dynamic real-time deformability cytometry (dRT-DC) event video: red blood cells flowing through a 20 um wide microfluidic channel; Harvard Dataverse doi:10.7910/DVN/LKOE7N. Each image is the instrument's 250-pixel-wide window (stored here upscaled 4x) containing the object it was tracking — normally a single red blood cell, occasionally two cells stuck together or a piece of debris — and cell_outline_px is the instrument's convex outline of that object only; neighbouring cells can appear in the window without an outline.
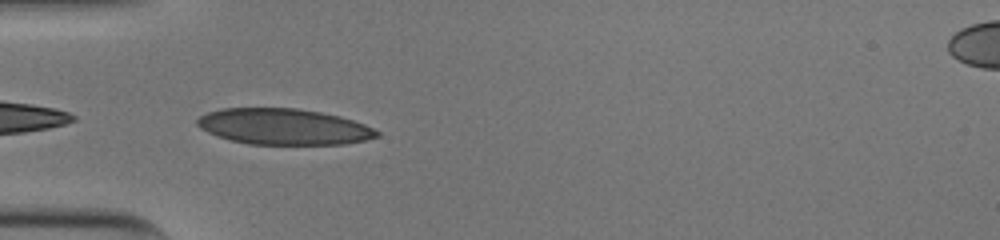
{"species": "human", "species_latin": "Homo sapiens", "temperature_condition": "cold", "stored_images_in_passage": 36, "camera_frame_rate_fps": 3000, "um_per_image_px": 0.085, "donor": {"sex": "male"}, "frame": {"image": 1, "passage_image": 1, "time_ms": 0.0, "image_size_px": [1000, 240], "cell_outline_px": [[380, 136], [364, 140], [344, 144], [248, 144], [216, 136], [200, 128], [196, 124], [196, 120], [200, 116], [208, 112], [220, 108], [296, 108], [320, 112], [340, 116], [364, 124], [380, 132]], "centroid_in_image_um": [24.09, 10.76], "position_along_channel_um": 60.9, "area_um2": 37.63}}
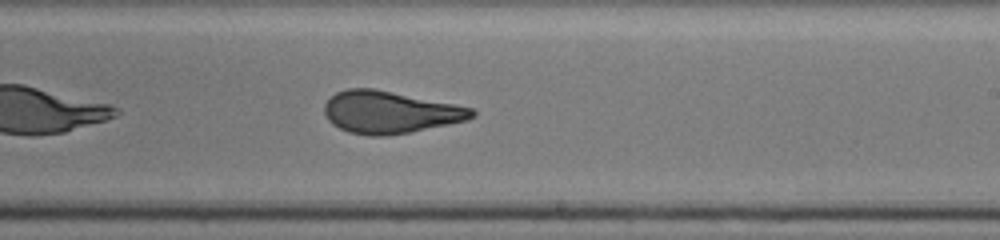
{"frame": {"image": 2, "passage_image": 16, "time_ms": 5.0, "image_size_px": [1000, 240], "cell_outline_px": [[476, 116], [468, 120], [408, 132], [384, 136], [368, 136], [348, 132], [332, 124], [328, 120], [324, 112], [324, 104], [336, 92], [348, 88], [372, 88], [472, 108], [476, 112]], "centroid_in_image_um": [33.1, 9.55], "position_along_channel_um": 255.9, "area_um2": 35.89}}
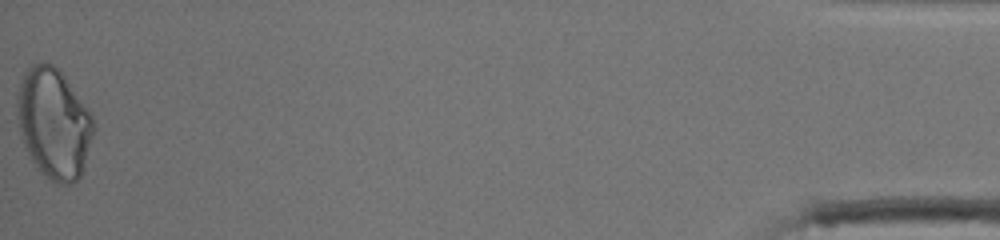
{"frame": {"image": 3, "passage_image": 36, "time_ms": 11.667, "image_size_px": [1000, 240], "cell_outline_px": [[96, 128], [80, 176], [72, 184], [56, 184], [36, 168], [20, 136], [16, 104], [16, 96], [24, 72], [32, 64], [52, 64], [60, 68], [92, 116]], "centroid_in_image_um": [4.57, 10.48], "position_along_channel_um": 430.6, "area_um2": 49.07}, "authors_computed_cell_mechanics": {"area_um2": 37.2521, "velocity_mm_per_s": 3.9937, "shape_relaxation_time_tau1_ms": 7.4745, "shape_relaxation_time_tau2_ms": 0.7709, "deformation_change_tau1": 0.2108, "deformation_change_tau2": 0.0591}}